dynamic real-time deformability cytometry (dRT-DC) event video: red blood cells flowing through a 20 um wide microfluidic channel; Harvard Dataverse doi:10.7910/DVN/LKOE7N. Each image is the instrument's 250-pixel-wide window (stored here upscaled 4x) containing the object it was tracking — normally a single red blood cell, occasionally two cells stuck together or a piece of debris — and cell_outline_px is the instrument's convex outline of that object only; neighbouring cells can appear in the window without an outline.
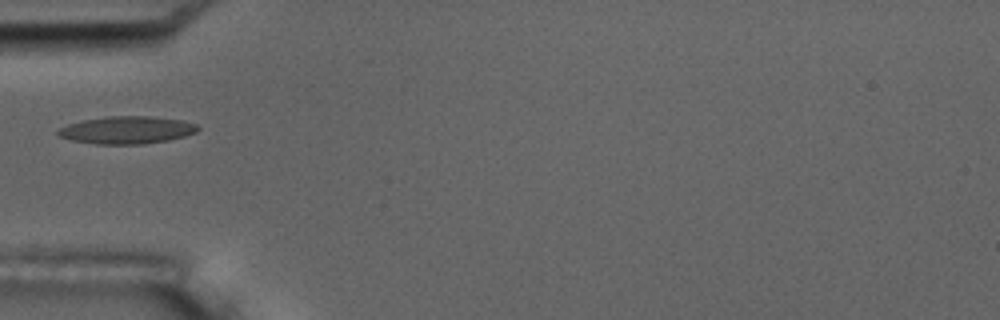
{"species": "common noctule bat (a hibernating species)", "species_latin": "Nyctalus noctula", "temperature_condition": "room temperature", "stored_images_in_passage": 1, "camera_frame_rate_fps": 3000, "um_per_image_px": 0.085, "animal": {"sex": "male", "body_mass_g": 17.5, "forearm_length_mm": 52.3}, "frame": {"image": 1, "passage_image": 1, "time_ms": 0.0, "image_size_px": [1000, 320], "cell_outline_px": [[200, 128], [196, 132], [184, 136], [168, 140], [144, 144], [96, 144], [72, 140], [60, 136], [56, 132], [60, 128], [68, 124], [84, 120], [108, 116], [148, 116], [180, 120], [196, 124]], "centroid_in_image_um": [10.78, 11.05], "position_along_channel_um": 74.2, "area_um2": 22.2}}